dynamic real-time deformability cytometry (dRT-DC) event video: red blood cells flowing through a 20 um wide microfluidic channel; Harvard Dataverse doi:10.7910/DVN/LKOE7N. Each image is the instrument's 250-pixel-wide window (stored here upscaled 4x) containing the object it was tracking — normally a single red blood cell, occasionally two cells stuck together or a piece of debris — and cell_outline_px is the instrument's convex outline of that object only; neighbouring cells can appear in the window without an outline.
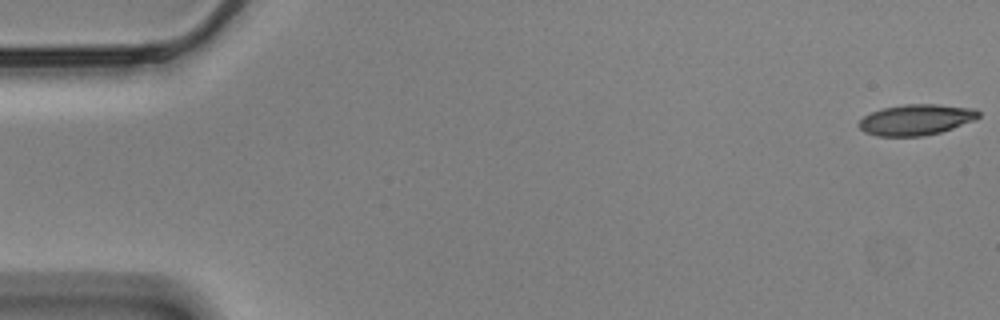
{"species": "Egyptian fruit bat (a non-hibernating species)", "species_latin": "Rousettus aegyptiacus", "temperature_condition": "cold", "stored_images_in_passage": 58, "camera_frame_rate_fps": 3000, "um_per_image_px": 0.085, "animal": {"sex": "male"}, "frame": {"image": 1, "passage_image": 1, "time_ms": 0.0, "image_size_px": [1000, 320], "cell_outline_px": [[980, 116], [976, 120], [940, 132], [924, 136], [876, 136], [864, 132], [856, 124], [864, 116], [872, 112], [884, 108], [904, 104], [936, 104], [976, 108], [980, 112]], "centroid_in_image_um": [77.88, 10.17], "position_along_channel_um": 7.1, "area_um2": 21.62}}
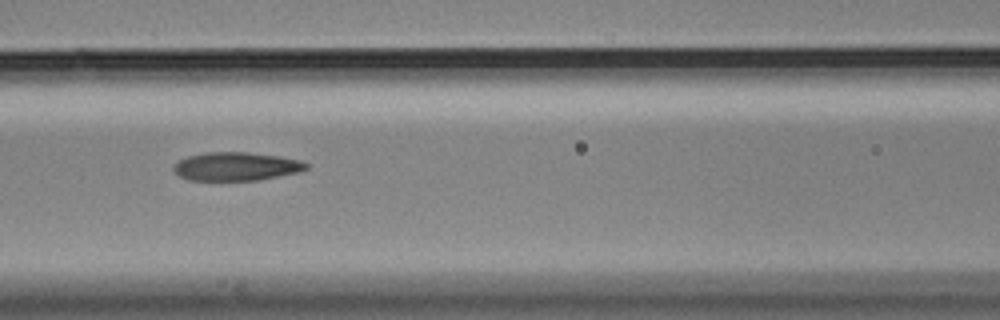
{"frame": {"image": 2, "passage_image": 25, "time_ms": 8.0, "image_size_px": [1000, 320], "cell_outline_px": [[308, 168], [300, 172], [256, 180], [188, 180], [180, 176], [172, 168], [172, 164], [176, 160], [188, 156], [204, 152], [248, 152], [280, 156], [300, 160], [308, 164]], "centroid_in_image_um": [20.04, 14.13], "position_along_channel_um": 146.6, "area_um2": 22.14}}
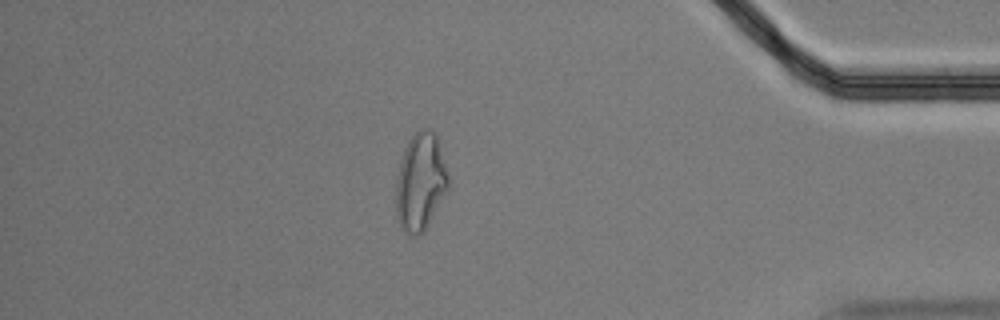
{"frame": {"image": 3, "passage_image": 50, "time_ms": 16.333, "image_size_px": [1000, 320], "cell_outline_px": [[448, 188], [424, 232], [420, 236], [408, 236], [400, 228], [396, 220], [396, 176], [400, 160], [404, 148], [408, 140], [420, 128], [428, 128], [436, 136], [448, 172]], "centroid_in_image_um": [35.7, 15.51], "position_along_channel_um": 399.5, "area_um2": 30.06}, "authors_computed_cell_mechanics": {"area_um2": 22.6576, "velocity_mm_per_s": 3.4699, "shape_relaxation_time_tau1_ms": 7.7463, "shape_relaxation_time_tau2_ms": 2.6088, "deformation_change_tau1": 0.221, "deformation_change_tau2": 0.114}}